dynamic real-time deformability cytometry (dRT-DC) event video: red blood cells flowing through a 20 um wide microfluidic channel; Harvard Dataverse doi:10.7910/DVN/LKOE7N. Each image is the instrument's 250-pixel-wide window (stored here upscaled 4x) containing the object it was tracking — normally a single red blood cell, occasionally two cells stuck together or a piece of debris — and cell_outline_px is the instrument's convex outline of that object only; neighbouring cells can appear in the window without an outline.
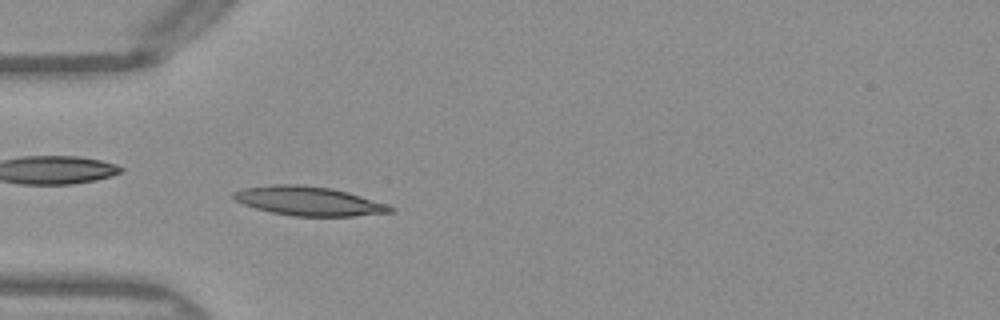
{"species": "Egyptian fruit bat (a non-hibernating species)", "species_latin": "Rousettus aegyptiacus", "temperature_condition": "warm", "stored_images_in_passage": 50, "camera_frame_rate_fps": 3000, "um_per_image_px": 0.085, "frame": {"image": 1, "passage_image": 15, "time_ms": 4.667, "image_size_px": [1000, 320], "cell_outline_px": [[396, 212], [352, 216], [292, 216], [272, 212], [256, 208], [232, 200], [232, 192], [244, 188], [272, 184], [300, 184], [332, 188], [348, 192], [388, 204], [396, 208]], "centroid_in_image_um": [26.26, 17.08], "position_along_channel_um": 58.7, "area_um2": 26.82}}
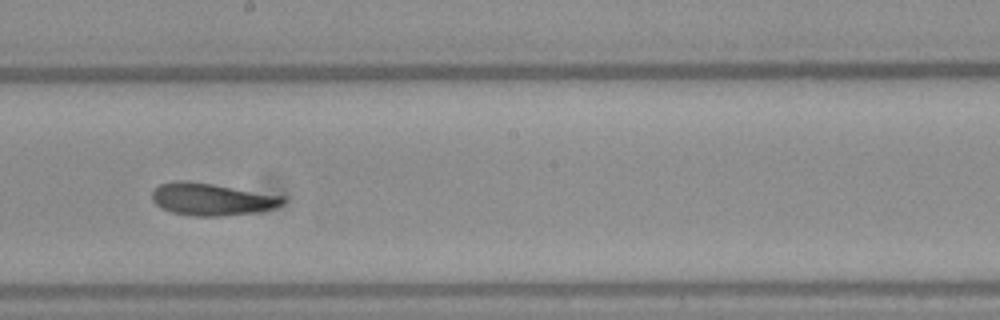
{"frame": {"image": 2, "passage_image": 28, "time_ms": 9.0, "image_size_px": [1000, 320], "cell_outline_px": [[284, 204], [276, 208], [256, 212], [220, 216], [192, 216], [172, 212], [160, 208], [152, 200], [152, 192], [160, 184], [176, 180], [188, 180], [284, 196]], "centroid_in_image_um": [17.99, 16.94], "position_along_channel_um": 230.2, "area_um2": 24.62}}
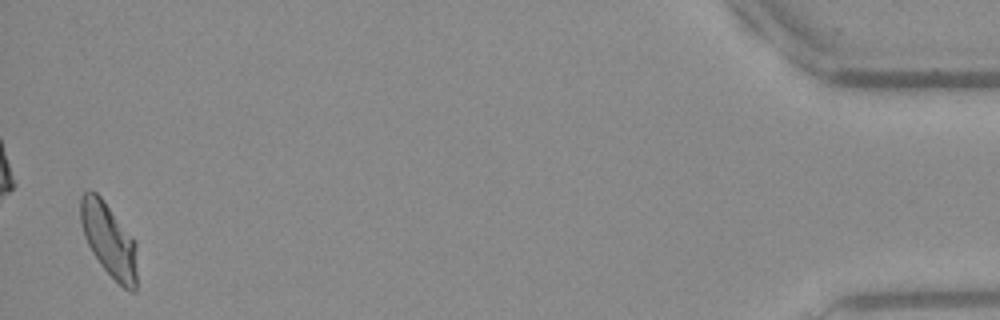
{"frame": {"image": 3, "passage_image": 49, "time_ms": 16.0, "image_size_px": [1000, 320], "cell_outline_px": [[136, 292], [132, 292], [124, 288], [100, 264], [92, 252], [84, 236], [80, 220], [80, 196], [84, 192], [96, 192], [100, 196], [136, 240]], "centroid_in_image_um": [9.26, 20.39], "position_along_channel_um": 425.9, "area_um2": 24.1}, "authors_computed_cell_mechanics": {"area_um2": 24.0737, "velocity_mm_per_s": 4.0399, "shape_relaxation_time_tau1_ms": 6.2823, "shape_relaxation_time_tau2_ms": 1.6126, "deformation_change_tau1": 0.1899, "deformation_change_tau2": 0.0688}}